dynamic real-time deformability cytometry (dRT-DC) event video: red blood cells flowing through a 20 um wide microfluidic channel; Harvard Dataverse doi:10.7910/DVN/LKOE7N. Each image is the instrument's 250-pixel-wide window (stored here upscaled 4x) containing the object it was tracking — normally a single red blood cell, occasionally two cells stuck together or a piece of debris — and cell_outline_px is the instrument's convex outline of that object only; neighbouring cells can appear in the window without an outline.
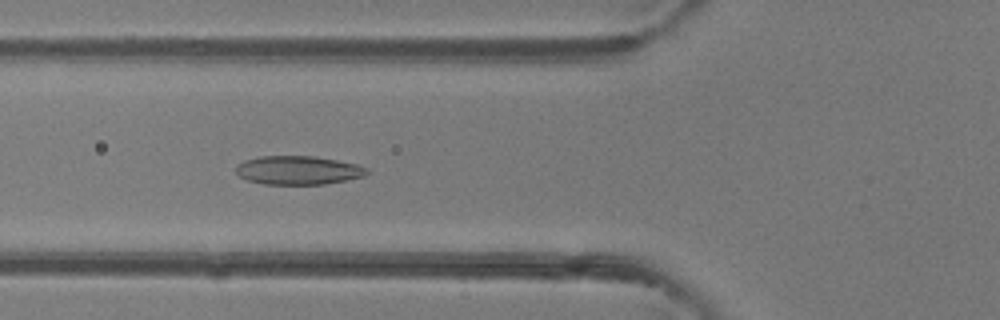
{"species": "common noctule bat (a hibernating species)", "species_latin": "Nyctalus noctula", "temperature_condition": "room temperature", "stored_images_in_passage": 33, "camera_frame_rate_fps": 3000, "um_per_image_px": 0.085, "animal": {"sex": "female"}, "frame": {"image": 1, "passage_image": 3, "time_ms": 0.667, "image_size_px": [1000, 320], "cell_outline_px": [[368, 172], [364, 176], [324, 184], [264, 184], [248, 180], [240, 176], [236, 172], [236, 164], [244, 160], [260, 156], [316, 156], [356, 164], [368, 168]], "centroid_in_image_um": [25.32, 14.46], "position_along_channel_um": 100.5, "area_um2": 21.79}}
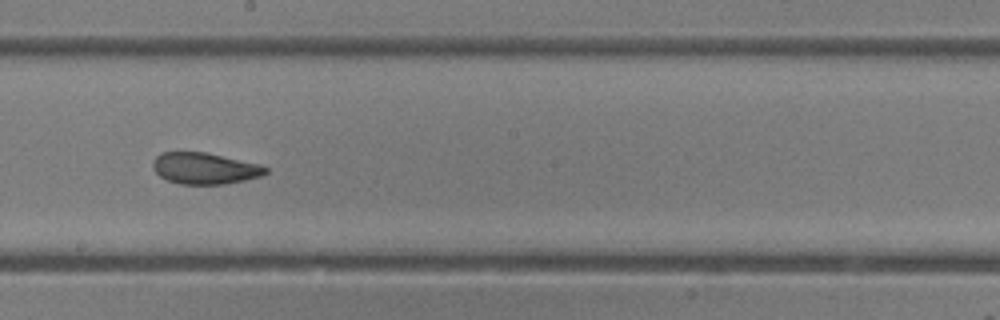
{"frame": {"image": 2, "passage_image": 12, "time_ms": 3.667, "image_size_px": [1000, 320], "cell_outline_px": [[268, 172], [260, 176], [244, 180], [224, 184], [180, 184], [168, 180], [160, 176], [152, 168], [152, 164], [156, 156], [160, 152], [208, 152], [260, 164], [268, 168]], "centroid_in_image_um": [17.4, 14.3], "position_along_channel_um": 230.8, "area_um2": 20.69}}
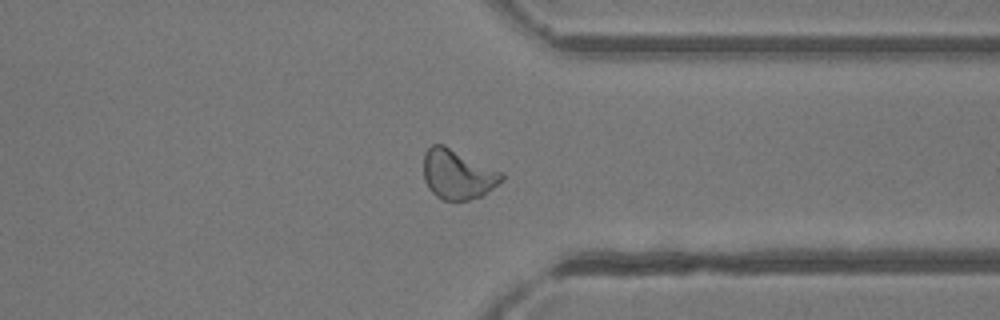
{"frame": {"image": 3, "passage_image": 22, "time_ms": 7.0, "image_size_px": [1000, 320], "cell_outline_px": [[504, 180], [480, 196], [468, 200], [444, 200], [436, 196], [428, 188], [424, 180], [424, 152], [432, 144], [444, 144], [504, 172]], "centroid_in_image_um": [38.91, 14.8], "position_along_channel_um": 372.5, "area_um2": 22.77}, "authors_computed_cell_mechanics": {"area_um2": 21.7906, "velocity_mm_per_s": 4.3317, "shape_relaxation_time_tau1_ms": 4.5376, "shape_relaxation_time_tau2_ms": 1.753, "deformation_change_tau1": 0.1472, "deformation_change_tau2": 0.073}}